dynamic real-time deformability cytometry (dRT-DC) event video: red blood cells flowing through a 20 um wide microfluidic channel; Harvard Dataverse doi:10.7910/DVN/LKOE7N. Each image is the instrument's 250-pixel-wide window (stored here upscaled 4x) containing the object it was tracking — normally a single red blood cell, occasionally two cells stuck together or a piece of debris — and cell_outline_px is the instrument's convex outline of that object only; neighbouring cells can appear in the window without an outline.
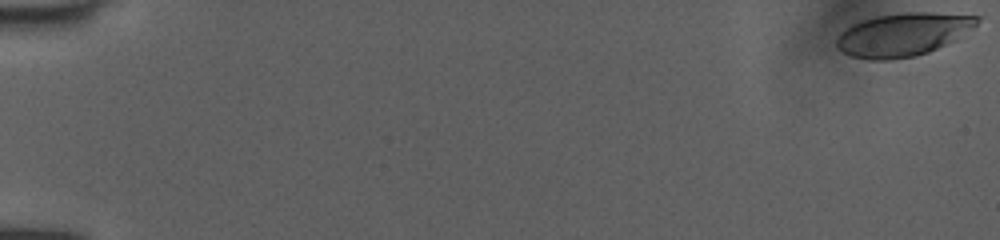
{"species": "human", "species_latin": "Homo sapiens", "temperature_condition": "room temperature", "stored_images_in_passage": 53, "camera_frame_rate_fps": 3000, "um_per_image_px": 0.085, "donor": {"sex": "female"}, "frame": {"image": 1, "passage_image": 1, "time_ms": 0.0, "image_size_px": [1000, 240], "cell_outline_px": [[980, 20], [976, 24], [952, 40], [928, 52], [916, 56], [888, 60], [868, 60], [852, 56], [840, 52], [836, 48], [836, 40], [852, 24], [860, 20], [876, 16], [904, 12], [932, 12], [980, 16]], "centroid_in_image_um": [76.69, 2.93], "position_along_channel_um": 8.3, "area_um2": 34.91}}
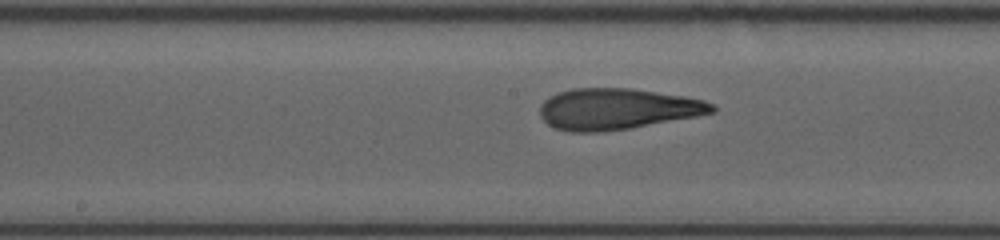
{"frame": {"image": 2, "passage_image": 29, "time_ms": 9.333, "image_size_px": [1000, 240], "cell_outline_px": [[716, 112], [696, 116], [628, 128], [600, 132], [572, 132], [556, 128], [548, 124], [540, 116], [540, 108], [544, 100], [560, 92], [572, 88], [628, 88], [684, 96], [704, 100], [716, 104]], "centroid_in_image_um": [52.48, 9.26], "position_along_channel_um": 195.7, "area_um2": 40.92}}
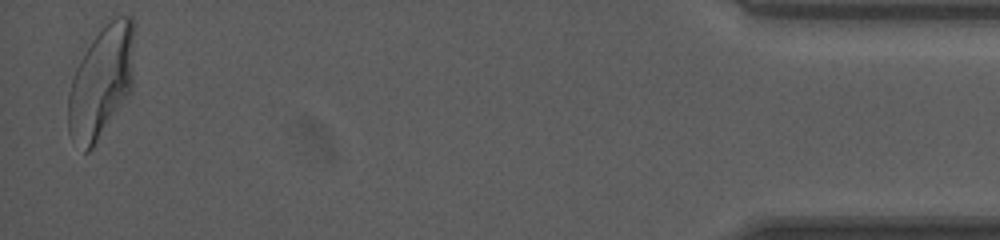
{"frame": {"image": 3, "passage_image": 52, "time_ms": 17.0, "image_size_px": [1000, 240], "cell_outline_px": [[132, 84], [128, 92], [92, 148], [88, 152], [84, 152], [68, 132], [68, 92], [76, 68], [84, 52], [92, 40], [104, 24], [116, 16], [132, 16]], "centroid_in_image_um": [8.56, 6.95], "position_along_channel_um": 426.6, "area_um2": 41.79}, "authors_computed_cell_mechanics": {"area_um2": 40.4022, "velocity_mm_per_s": 4.0317, "shape_relaxation_time_tau1_ms": 6.1317, "shape_relaxation_time_tau2_ms": 1.3157, "deformation_change_tau1": 0.2722, "deformation_change_tau2": 0.1029}}